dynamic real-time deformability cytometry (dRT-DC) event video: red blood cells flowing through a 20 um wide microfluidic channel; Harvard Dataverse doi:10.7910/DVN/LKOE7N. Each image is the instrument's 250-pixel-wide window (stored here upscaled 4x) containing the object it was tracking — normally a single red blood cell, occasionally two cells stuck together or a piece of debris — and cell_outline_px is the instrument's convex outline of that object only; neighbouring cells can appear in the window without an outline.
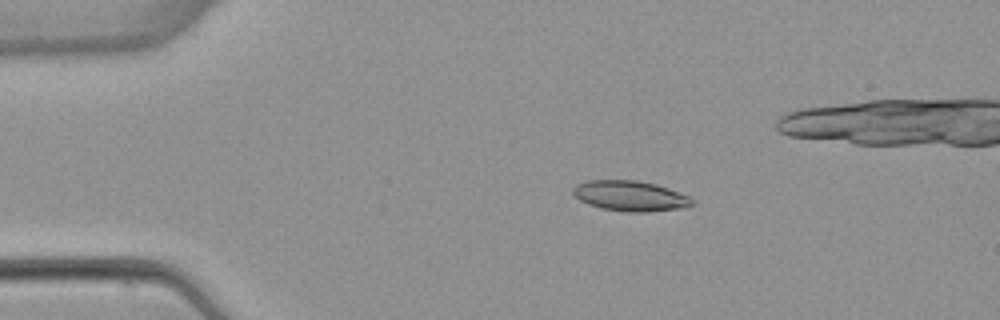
{"species": "common noctule bat (a hibernating species)", "species_latin": "Nyctalus noctula", "temperature_condition": "warm", "stored_images_in_passage": 5, "camera_frame_rate_fps": 3000, "um_per_image_px": 0.085, "animal": {"sex": "female", "body_mass_g": 22.7, "forearm_length_mm": 54.2}, "frame": {"image": 1, "passage_image": 3, "time_ms": 2.333, "image_size_px": [1000, 320], "cell_outline_px": [[696, 204], [688, 208], [648, 212], [628, 212], [600, 208], [588, 204], [580, 200], [572, 192], [572, 188], [576, 184], [588, 180], [636, 180], [656, 184], [668, 188], [688, 196], [696, 200]], "centroid_in_image_um": [53.62, 16.66], "position_along_channel_um": 31.4, "area_um2": 21.39}}
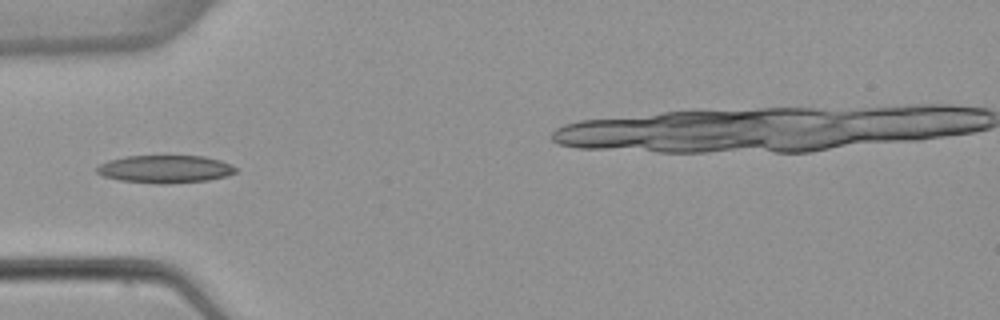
{"frame": {"image": 2, "passage_image": 5, "time_ms": 4.667, "image_size_px": [1000, 320], "cell_outline_px": [[236, 172], [228, 176], [208, 180], [168, 184], [156, 184], [120, 180], [104, 176], [96, 172], [96, 168], [100, 164], [108, 160], [128, 156], [204, 156], [220, 160], [236, 168]], "centroid_in_image_um": [14.03, 14.38], "position_along_channel_um": 71.0, "area_um2": 22.43}}